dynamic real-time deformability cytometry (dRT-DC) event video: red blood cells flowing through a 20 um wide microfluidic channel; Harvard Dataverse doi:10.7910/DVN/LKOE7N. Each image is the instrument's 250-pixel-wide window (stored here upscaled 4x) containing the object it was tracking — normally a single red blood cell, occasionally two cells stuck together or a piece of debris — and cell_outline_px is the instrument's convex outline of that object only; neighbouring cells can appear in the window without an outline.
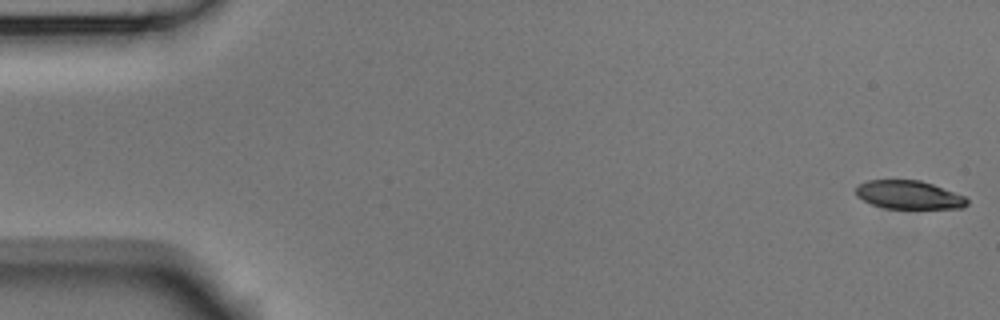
{"species": "Egyptian fruit bat (a non-hibernating species)", "species_latin": "Rousettus aegyptiacus", "temperature_condition": "room temperature", "stored_images_in_passage": 5, "camera_frame_rate_fps": 3000, "um_per_image_px": 0.085, "animal": {"sex": "male"}, "frame": {"image": 1, "passage_image": 1, "time_ms": 0.0, "image_size_px": [1000, 320], "cell_outline_px": [[968, 204], [964, 208], [884, 208], [872, 204], [856, 196], [856, 188], [860, 184], [868, 180], [920, 180], [932, 184], [964, 196], [968, 200]], "centroid_in_image_um": [77.25, 16.56], "position_along_channel_um": 7.7, "area_um2": 18.21}}
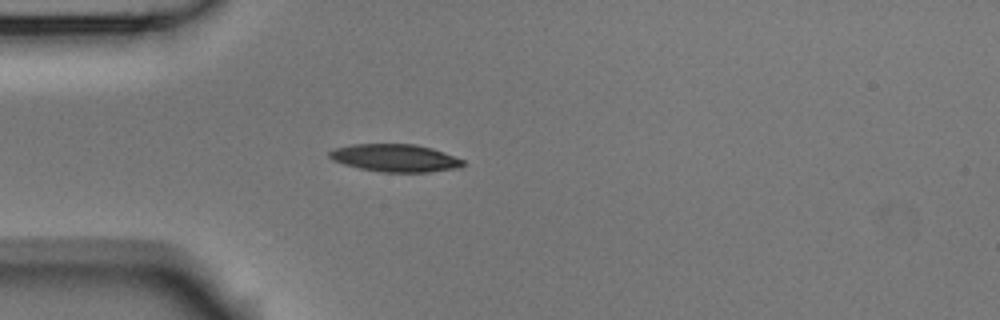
{"frame": {"image": 2, "passage_image": 5, "time_ms": 1.333, "image_size_px": [1000, 320], "cell_outline_px": [[464, 164], [460, 168], [428, 172], [380, 172], [360, 168], [344, 164], [332, 160], [328, 156], [328, 152], [336, 148], [352, 144], [416, 144], [432, 148], [444, 152], [464, 160]], "centroid_in_image_um": [33.6, 13.43], "position_along_channel_um": 51.4, "area_um2": 21.56}}